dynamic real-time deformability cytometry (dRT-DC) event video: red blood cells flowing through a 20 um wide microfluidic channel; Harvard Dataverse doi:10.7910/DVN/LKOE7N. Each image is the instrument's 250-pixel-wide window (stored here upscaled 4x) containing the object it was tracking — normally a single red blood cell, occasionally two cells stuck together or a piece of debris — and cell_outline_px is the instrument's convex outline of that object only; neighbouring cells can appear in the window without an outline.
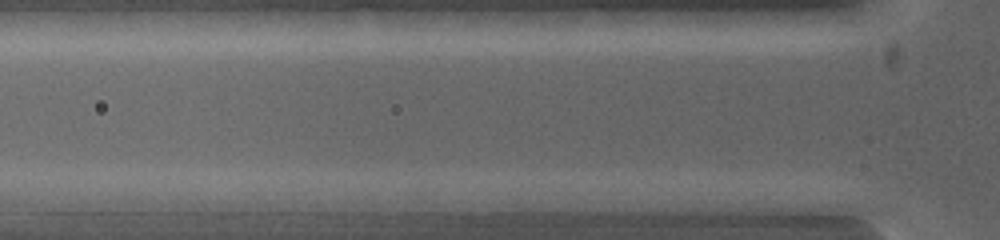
{"species": "common noctule bat (a hibernating species)", "species_latin": "Nyctalus noctula", "temperature_condition": "warm", "stored_images_in_passage": 2, "camera_frame_rate_fps": 5000, "um_per_image_px": 0.085, "animal": {"sex": "female", "body_mass_g": 19.0, "forearm_length_mm": 53.3}, "frame": {"image": 1, "passage_image": 2, "time_ms": 0.2, "image_size_px": [1000, 240], "cell_outline_px": [[788, 200], [780, 216], [772, 216], [648, 208], [616, 200], [696, 192], [768, 192]], "centroid_in_image_um": [60.93, 17.23], "position_along_channel_um": 64.9, "area_um2": 20.11}}